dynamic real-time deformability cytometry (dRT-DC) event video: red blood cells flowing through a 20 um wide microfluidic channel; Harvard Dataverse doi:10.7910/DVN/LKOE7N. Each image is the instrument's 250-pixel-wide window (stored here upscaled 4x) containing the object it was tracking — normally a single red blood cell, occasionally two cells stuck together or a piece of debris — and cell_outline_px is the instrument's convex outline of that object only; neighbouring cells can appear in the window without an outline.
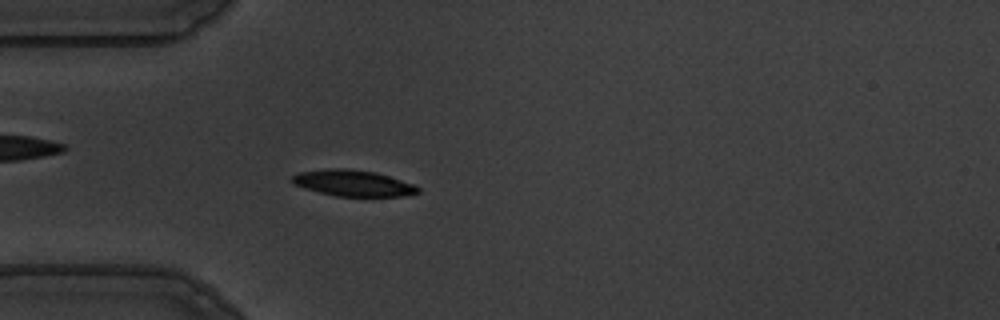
{"species": "common noctule bat (a hibernating species)", "species_latin": "Nyctalus noctula", "temperature_condition": "warm", "stored_images_in_passage": 56, "camera_frame_rate_fps": 3000, "um_per_image_px": 0.085, "animal": {"sex": "male", "body_mass_g": 19.5, "forearm_length_mm": 54.6}, "frame": {"image": 1, "passage_image": 16, "time_ms": 5.0, "image_size_px": [1000, 320], "cell_outline_px": [[420, 192], [404, 196], [336, 196], [320, 192], [292, 184], [292, 176], [300, 172], [332, 168], [344, 168], [376, 172], [412, 184], [420, 188]], "centroid_in_image_um": [30.01, 15.56], "position_along_channel_um": 55.0, "area_um2": 18.9}}
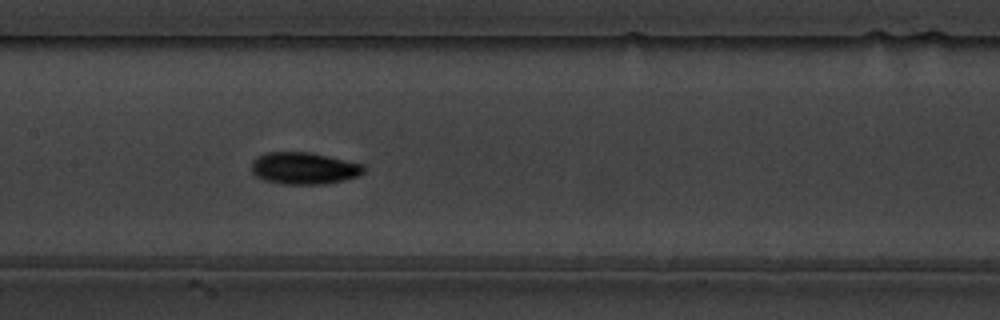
{"frame": {"image": 2, "passage_image": 27, "time_ms": 8.667, "image_size_px": [1000, 320], "cell_outline_px": [[364, 172], [356, 176], [344, 180], [328, 184], [280, 184], [264, 180], [256, 176], [252, 172], [252, 160], [256, 156], [264, 152], [312, 152], [364, 164]], "centroid_in_image_um": [25.82, 14.29], "position_along_channel_um": 181.6, "area_um2": 21.15}}
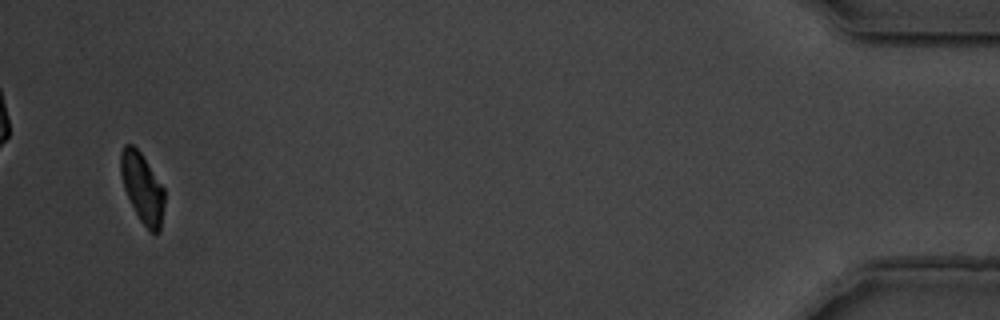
{"frame": {"image": 3, "passage_image": 54, "time_ms": 17.667, "image_size_px": [1000, 320], "cell_outline_px": [[164, 204], [160, 232], [156, 236], [148, 232], [140, 220], [124, 188], [120, 172], [120, 152], [124, 144], [132, 144], [140, 152], [164, 188]], "centroid_in_image_um": [12.1, 16.01], "position_along_channel_um": 423.1, "area_um2": 17.8}, "authors_computed_cell_mechanics": {"area_um2": 19.2185, "velocity_mm_per_s": 3.6101, "shape_relaxation_time_tau1_ms": 2.9932, "shape_relaxation_time_tau2_ms": null, "deformation_change_tau1": 0.1647, "deformation_change_tau2": null}}